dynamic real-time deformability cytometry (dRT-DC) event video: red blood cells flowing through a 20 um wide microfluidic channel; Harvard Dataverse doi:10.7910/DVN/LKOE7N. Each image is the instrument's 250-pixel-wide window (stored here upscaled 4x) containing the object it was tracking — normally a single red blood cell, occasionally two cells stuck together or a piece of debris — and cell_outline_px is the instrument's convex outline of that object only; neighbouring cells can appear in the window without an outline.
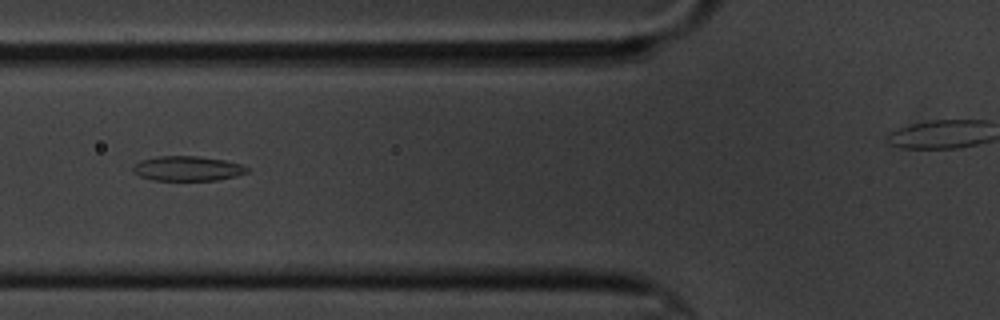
{"species": "common noctule bat (a hibernating species)", "species_latin": "Nyctalus noctula", "temperature_condition": "cold", "stored_images_in_passage": 15, "camera_frame_rate_fps": 3000, "um_per_image_px": 0.085, "animal": {"sex": "male", "body_mass_g": 20.1, "forearm_length_mm": 53.5}, "frame": {"image": 1, "passage_image": 5, "time_ms": 5.667, "image_size_px": [1000, 320], "cell_outline_px": [[248, 172], [236, 176], [216, 180], [152, 180], [140, 176], [132, 172], [132, 168], [140, 160], [156, 156], [196, 156], [224, 160], [240, 164], [248, 168]], "centroid_in_image_um": [15.9, 14.32], "position_along_channel_um": 109.9, "area_um2": 16.42}}
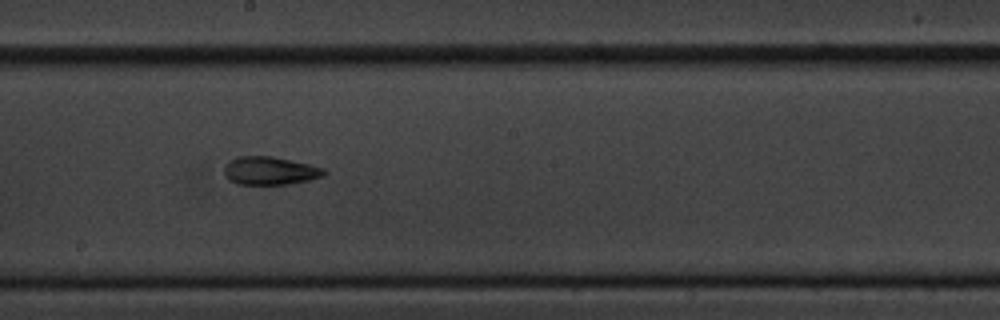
{"frame": {"image": 2, "passage_image": 8, "time_ms": 9.0, "image_size_px": [1000, 320], "cell_outline_px": [[328, 172], [324, 176], [308, 180], [288, 184], [236, 184], [228, 180], [224, 176], [224, 164], [228, 160], [236, 156], [272, 156], [308, 164], [324, 168]], "centroid_in_image_um": [22.9, 14.51], "position_along_channel_um": 225.3, "area_um2": 16.59}}
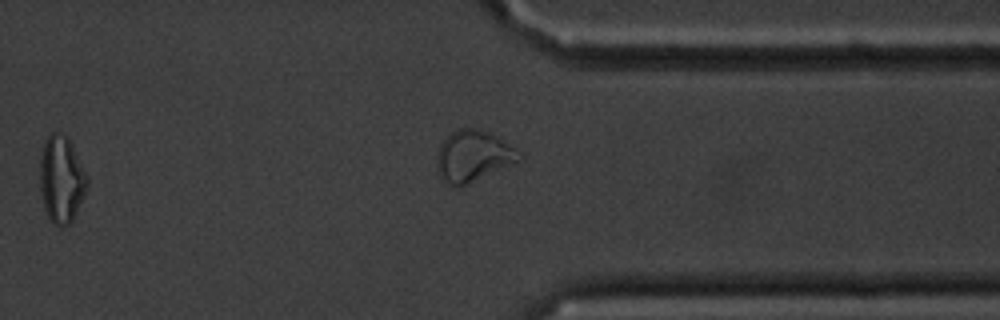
{"frame": {"image": 3, "passage_image": 13, "time_ms": 15.667, "image_size_px": [1000, 320], "cell_outline_px": [[88, 184], [76, 212], [72, 220], [68, 224], [60, 228], [48, 216], [44, 208], [40, 188], [40, 160], [44, 144], [48, 136], [52, 132], [64, 132], [68, 136], [88, 176]], "centroid_in_image_um": [5.22, 15.2], "position_along_channel_um": 406.2, "area_um2": 23.81}, "authors_computed_cell_mechanics": {"area_um2": 18.0336, "velocity_mm_per_s": 3.4565, "shape_relaxation_time_tau1_ms": 4.297, "shape_relaxation_time_tau2_ms": 2.1671, "deformation_change_tau1": 0.1109, "deformation_change_tau2": 0.0853}}